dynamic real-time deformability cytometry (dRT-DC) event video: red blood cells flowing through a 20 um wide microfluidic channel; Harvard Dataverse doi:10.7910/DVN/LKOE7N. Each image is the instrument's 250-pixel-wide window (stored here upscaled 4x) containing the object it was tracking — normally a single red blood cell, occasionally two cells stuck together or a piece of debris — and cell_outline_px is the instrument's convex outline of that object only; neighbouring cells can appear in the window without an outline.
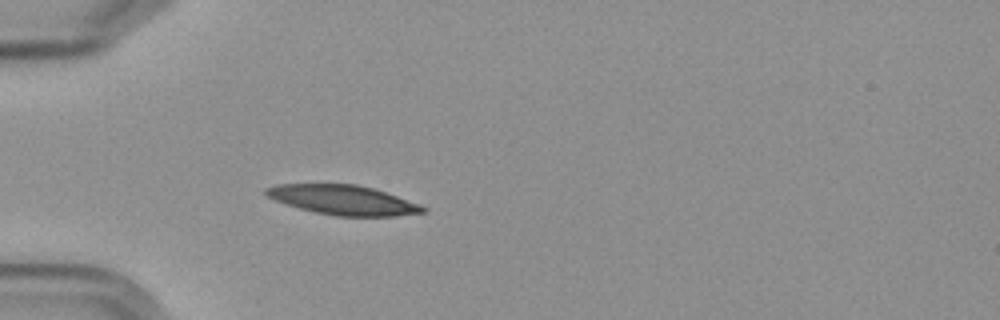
{"species": "Egyptian fruit bat (a non-hibernating species)", "species_latin": "Rousettus aegyptiacus", "temperature_condition": "cold", "stored_images_in_passage": 3, "camera_frame_rate_fps": 3000, "um_per_image_px": 0.085, "frame": {"image": 1, "passage_image": 3, "time_ms": 3.333, "image_size_px": [1000, 320], "cell_outline_px": [[428, 212], [396, 216], [336, 216], [316, 212], [300, 208], [276, 200], [268, 196], [264, 192], [264, 188], [276, 184], [356, 184], [372, 188], [420, 204], [428, 208]], "centroid_in_image_um": [29.19, 17.0], "position_along_channel_um": 55.8, "area_um2": 26.88}}